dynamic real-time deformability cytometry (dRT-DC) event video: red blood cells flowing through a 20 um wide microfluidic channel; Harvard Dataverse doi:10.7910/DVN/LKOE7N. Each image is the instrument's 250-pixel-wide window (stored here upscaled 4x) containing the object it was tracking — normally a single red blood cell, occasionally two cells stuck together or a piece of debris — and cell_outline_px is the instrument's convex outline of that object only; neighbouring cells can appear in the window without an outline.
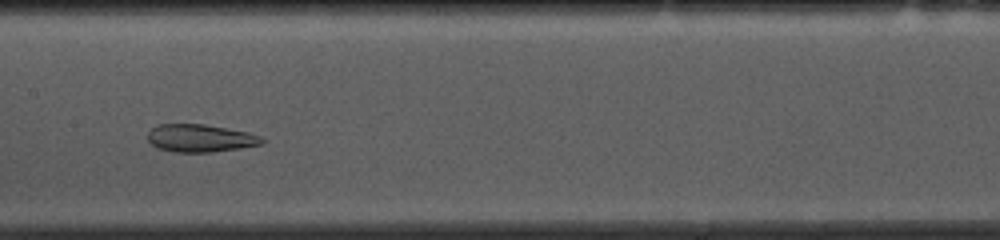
{"species": "common noctule bat (a hibernating species)", "species_latin": "Nyctalus noctula", "temperature_condition": "cold", "stored_images_in_passage": 36, "camera_frame_rate_fps": 3000, "um_per_image_px": 0.085, "animal": {"sex": "female", "body_mass_g": 10.0, "forearm_length_mm": 53.1}, "frame": {"image": 1, "passage_image": 16, "time_ms": 5.0, "image_size_px": [1000, 240], "cell_outline_px": [[264, 144], [240, 148], [212, 152], [176, 152], [156, 148], [148, 140], [148, 132], [156, 124], [204, 124], [248, 132], [260, 136], [264, 140]], "centroid_in_image_um": [17.01, 11.74], "position_along_channel_um": 190.4, "area_um2": 18.5}, "authors_computed_cell_mechanics": {"area_um2": 21.5883, "velocity_mm_per_s": 3.6157, "shape_relaxation_time_tau1_ms": null, "shape_relaxation_time_tau2_ms": 1.8774, "deformation_change_tau1": null, "deformation_change_tau2": 0.0783}}